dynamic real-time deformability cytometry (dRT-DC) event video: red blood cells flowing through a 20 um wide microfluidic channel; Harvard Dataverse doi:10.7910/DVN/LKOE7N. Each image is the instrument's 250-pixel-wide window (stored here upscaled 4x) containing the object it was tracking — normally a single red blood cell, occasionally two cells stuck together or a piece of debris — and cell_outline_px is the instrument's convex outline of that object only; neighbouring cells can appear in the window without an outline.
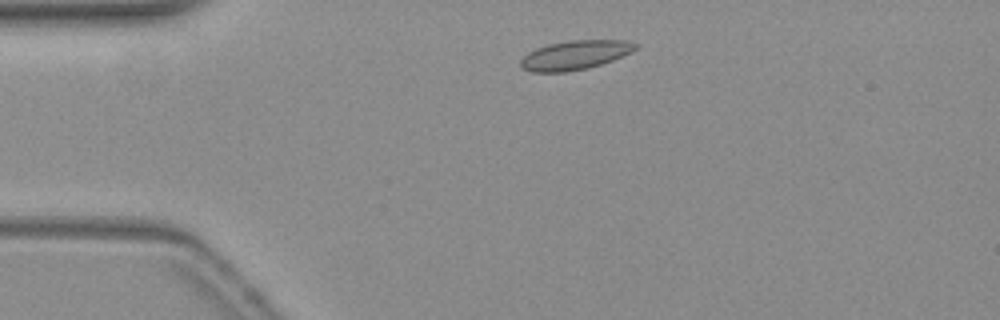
{"species": "common noctule bat (a hibernating species)", "species_latin": "Nyctalus noctula", "temperature_condition": "warm", "stored_images_in_passage": 39, "camera_frame_rate_fps": 3000, "um_per_image_px": 0.085, "animal": {"sex": "female", "body_mass_g": 19.3, "forearm_length_mm": 54.1}, "frame": {"image": 1, "passage_image": 1, "time_ms": 0.0, "image_size_px": [1000, 320], "cell_outline_px": [[640, 44], [632, 52], [612, 60], [588, 68], [564, 72], [532, 72], [520, 68], [520, 60], [528, 52], [536, 48], [548, 44], [568, 40], [624, 40]], "centroid_in_image_um": [48.85, 4.68], "position_along_channel_um": 36.1, "area_um2": 19.59}}
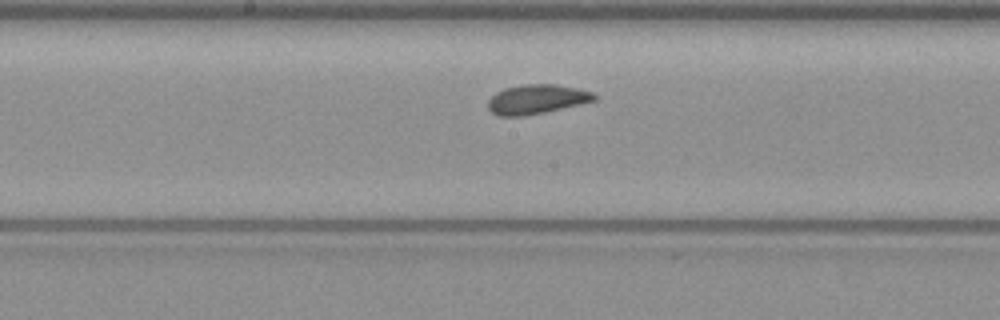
{"frame": {"image": 2, "passage_image": 17, "time_ms": 5.333, "image_size_px": [1000, 320], "cell_outline_px": [[596, 100], [544, 112], [520, 116], [500, 116], [492, 112], [488, 108], [488, 100], [496, 92], [504, 88], [520, 84], [556, 84], [596, 92]], "centroid_in_image_um": [45.61, 8.42], "position_along_channel_um": 202.6, "area_um2": 18.15}}
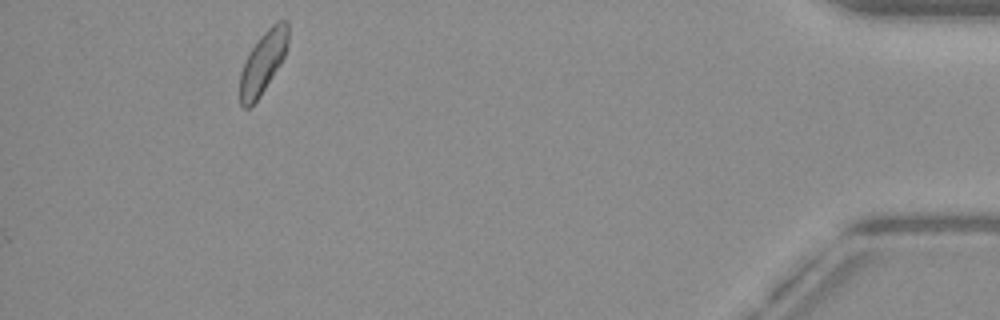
{"frame": {"image": 3, "passage_image": 39, "time_ms": 12.667, "image_size_px": [1000, 320], "cell_outline_px": [[288, 44], [284, 56], [280, 64], [260, 96], [248, 108], [244, 108], [240, 104], [240, 72], [252, 48], [260, 36], [276, 20], [288, 20]], "centroid_in_image_um": [22.37, 5.28], "position_along_channel_um": 412.8, "area_um2": 17.17}, "authors_computed_cell_mechanics": {"area_um2": 17.8602, "velocity_mm_per_s": 3.8118, "shape_relaxation_time_tau1_ms": 2.8195, "shape_relaxation_time_tau2_ms": 1.0547, "deformation_change_tau1": 0.0909, "deformation_change_tau2": 0.0596}}